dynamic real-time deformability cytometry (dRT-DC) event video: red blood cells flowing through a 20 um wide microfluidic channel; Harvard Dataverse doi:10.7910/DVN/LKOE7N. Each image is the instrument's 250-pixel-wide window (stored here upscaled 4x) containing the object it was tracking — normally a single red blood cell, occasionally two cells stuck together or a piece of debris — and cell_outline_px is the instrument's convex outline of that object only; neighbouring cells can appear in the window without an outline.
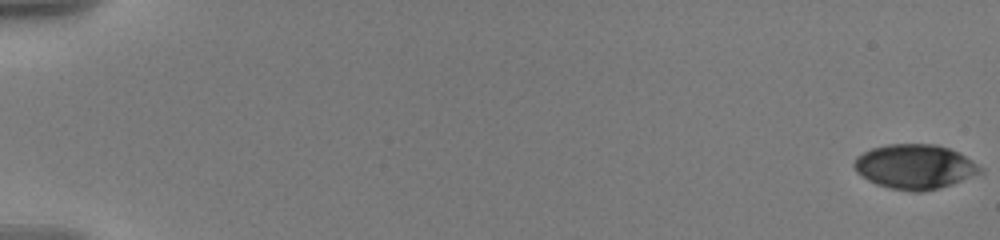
{"species": "human", "species_latin": "Homo sapiens", "temperature_condition": "warm", "stored_images_in_passage": 16, "camera_frame_rate_fps": 3000, "um_per_image_px": 0.085, "donor": {"sex": "male"}, "frame": {"image": 1, "passage_image": 1, "time_ms": 0.0, "image_size_px": [1000, 240], "cell_outline_px": [[984, 172], [952, 184], [924, 192], [912, 192], [892, 188], [876, 184], [860, 176], [856, 172], [852, 164], [856, 156], [872, 148], [888, 144], [936, 144], [960, 152], [984, 168]], "centroid_in_image_um": [77.77, 14.17], "position_along_channel_um": 7.2, "area_um2": 33.06}}
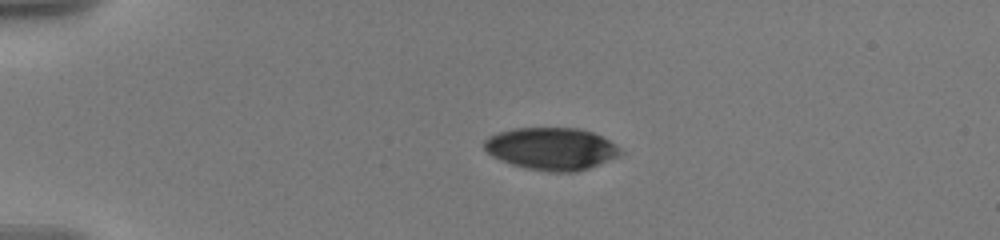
{"frame": {"image": 2, "passage_image": 9, "time_ms": 4.667, "image_size_px": [1000, 240], "cell_outline_px": [[624, 152], [620, 156], [588, 168], [572, 172], [552, 172], [528, 168], [512, 164], [500, 160], [492, 156], [484, 148], [484, 140], [488, 136], [512, 128], [580, 128], [592, 132], [616, 144]], "centroid_in_image_um": [46.88, 12.63], "position_along_channel_um": 38.1, "area_um2": 33.52}}